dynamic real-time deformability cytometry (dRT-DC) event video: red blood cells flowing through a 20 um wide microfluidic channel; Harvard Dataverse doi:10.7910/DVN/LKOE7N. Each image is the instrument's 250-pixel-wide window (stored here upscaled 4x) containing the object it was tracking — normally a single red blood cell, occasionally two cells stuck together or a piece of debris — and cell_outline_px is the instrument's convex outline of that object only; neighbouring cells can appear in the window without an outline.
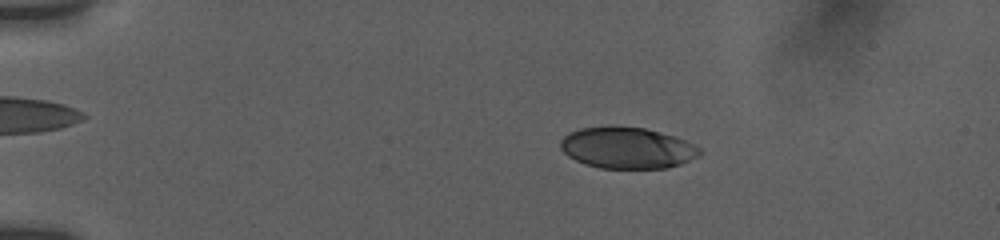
{"species": "human", "species_latin": "Homo sapiens", "temperature_condition": "room temperature", "stored_images_in_passage": 52, "camera_frame_rate_fps": 3000, "um_per_image_px": 0.085, "donor": {"sex": "female"}, "frame": {"image": 1, "passage_image": 9, "time_ms": 3.667, "image_size_px": [1000, 240], "cell_outline_px": [[704, 152], [700, 156], [680, 164], [668, 168], [600, 168], [584, 164], [568, 156], [560, 148], [560, 140], [568, 132], [580, 128], [608, 124], [616, 124], [644, 128], [676, 136], [700, 148]], "centroid_in_image_um": [53.29, 12.54], "position_along_channel_um": 31.7, "area_um2": 34.22}}
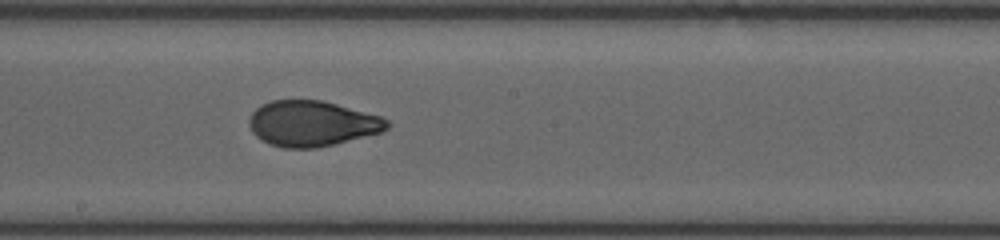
{"frame": {"image": 2, "passage_image": 32, "time_ms": 10.667, "image_size_px": [1000, 240], "cell_outline_px": [[392, 124], [384, 132], [316, 148], [284, 148], [260, 140], [252, 132], [248, 124], [248, 120], [252, 112], [260, 104], [272, 100], [320, 100], [336, 104], [380, 116], [388, 120]], "centroid_in_image_um": [26.51, 10.5], "position_along_channel_um": 221.7, "area_um2": 36.7}}
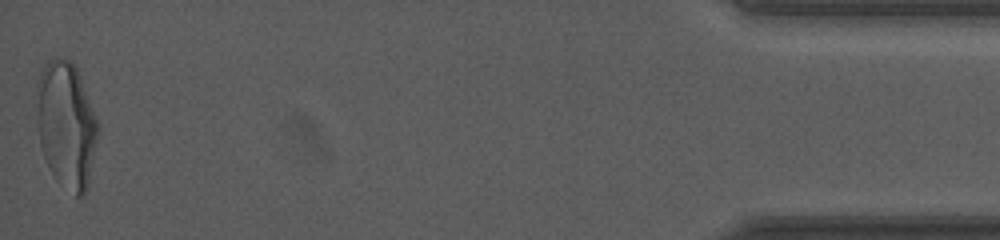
{"frame": {"image": 3, "passage_image": 51, "time_ms": 18.333, "image_size_px": [1000, 240], "cell_outline_px": [[100, 128], [88, 184], [84, 196], [76, 196], [56, 180], [52, 176], [44, 156], [40, 144], [36, 116], [36, 84], [40, 72], [44, 64], [48, 60], [56, 56], [68, 60], [76, 68], [80, 76], [100, 124]], "centroid_in_image_um": [5.63, 10.59], "position_along_channel_um": 429.6, "area_um2": 45.72}, "authors_computed_cell_mechanics": {"area_um2": 36.7319, "velocity_mm_per_s": 3.7753, "shape_relaxation_time_tau1_ms": 3.9945, "shape_relaxation_time_tau2_ms": 1.2032, "deformation_change_tau1": 0.1699, "deformation_change_tau2": 0.0659}}